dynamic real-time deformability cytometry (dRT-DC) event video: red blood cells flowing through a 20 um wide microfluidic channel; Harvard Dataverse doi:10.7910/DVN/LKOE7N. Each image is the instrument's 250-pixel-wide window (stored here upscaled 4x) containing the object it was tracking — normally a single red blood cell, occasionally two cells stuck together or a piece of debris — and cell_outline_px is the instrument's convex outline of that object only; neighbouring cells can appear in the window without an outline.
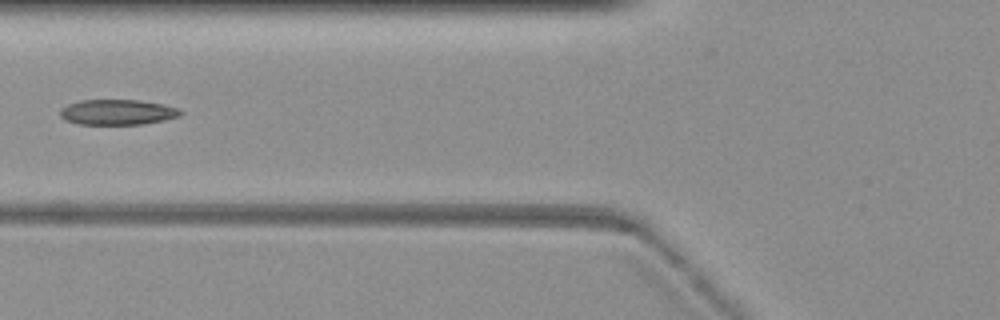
{"species": "common noctule bat (a hibernating species)", "species_latin": "Nyctalus noctula", "temperature_condition": "warm", "stored_images_in_passage": 31, "camera_frame_rate_fps": 3000, "um_per_image_px": 0.085, "animal": {"sex": "female", "body_mass_g": 19.3, "forearm_length_mm": 54.1}, "frame": {"image": 1, "passage_image": 3, "time_ms": 0.667, "image_size_px": [1000, 320], "cell_outline_px": [[184, 112], [180, 116], [164, 120], [144, 124], [76, 124], [64, 120], [60, 116], [60, 108], [68, 104], [80, 100], [140, 100], [180, 108]], "centroid_in_image_um": [9.98, 9.53], "position_along_channel_um": 115.8, "area_um2": 17.92}}
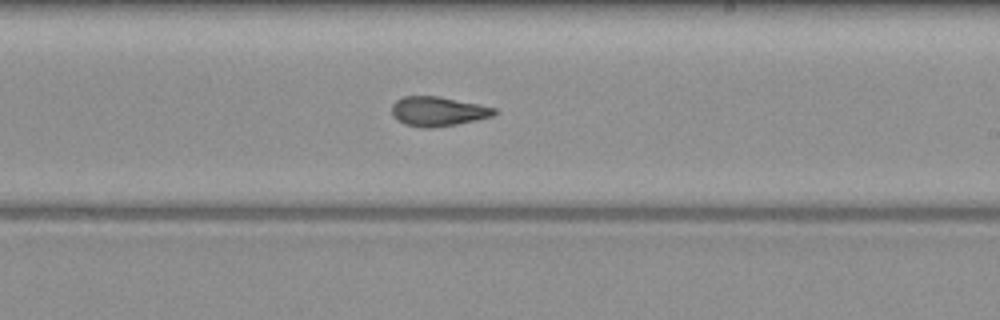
{"frame": {"image": 2, "passage_image": 17, "time_ms": 5.333, "image_size_px": [1000, 320], "cell_outline_px": [[496, 112], [492, 116], [476, 120], [456, 124], [432, 128], [420, 128], [404, 124], [396, 120], [392, 116], [392, 104], [396, 100], [404, 96], [440, 96], [480, 104], [496, 108]], "centroid_in_image_um": [37.19, 9.46], "position_along_channel_um": 251.8, "area_um2": 17.8}}
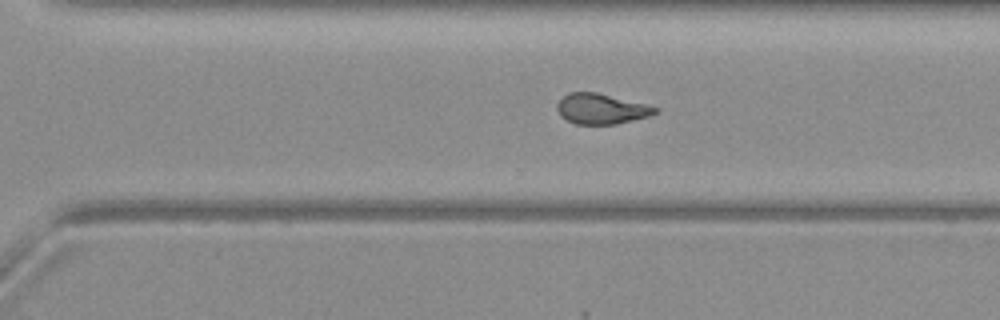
{"frame": {"image": 3, "passage_image": 24, "time_ms": 7.667, "image_size_px": [1000, 320], "cell_outline_px": [[660, 108], [656, 112], [648, 116], [616, 124], [576, 124], [564, 120], [560, 116], [556, 108], [556, 104], [568, 92], [596, 92]], "centroid_in_image_um": [51.04, 9.26], "position_along_channel_um": 319.6, "area_um2": 17.22}}